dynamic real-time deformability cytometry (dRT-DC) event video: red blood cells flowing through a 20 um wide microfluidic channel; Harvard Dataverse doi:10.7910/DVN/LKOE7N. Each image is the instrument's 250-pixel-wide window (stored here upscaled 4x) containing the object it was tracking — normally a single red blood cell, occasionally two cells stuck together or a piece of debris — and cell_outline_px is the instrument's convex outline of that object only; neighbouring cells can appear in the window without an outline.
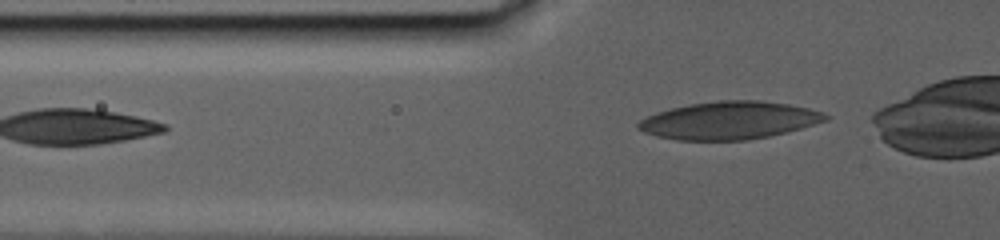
{"species": "human", "species_latin": "Homo sapiens", "temperature_condition": "warm", "stored_images_in_passage": 44, "camera_frame_rate_fps": 3000, "um_per_image_px": 0.085, "donor": {"sex": "male"}, "frame": {"image": 1, "passage_image": 2, "time_ms": 0.333, "image_size_px": [1000, 240], "cell_outline_px": [[832, 116], [828, 120], [800, 128], [768, 136], [744, 140], [676, 140], [656, 136], [644, 132], [636, 128], [636, 124], [640, 120], [656, 112], [672, 108], [692, 104], [720, 100], [760, 100], [788, 104], [808, 108], [824, 112]], "centroid_in_image_um": [61.99, 10.23], "position_along_channel_um": 63.8, "area_um2": 41.04}}
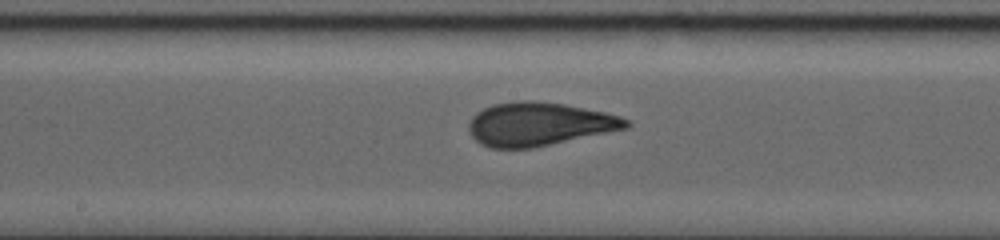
{"frame": {"image": 2, "passage_image": 25, "time_ms": 6.333, "image_size_px": [1000, 240], "cell_outline_px": [[632, 124], [628, 128], [532, 148], [488, 148], [480, 144], [472, 136], [468, 128], [468, 124], [472, 116], [476, 112], [492, 104], [520, 100], [532, 100], [564, 104], [604, 112], [620, 116], [628, 120]], "centroid_in_image_um": [45.79, 10.54], "position_along_channel_um": 202.4, "area_um2": 39.88}}
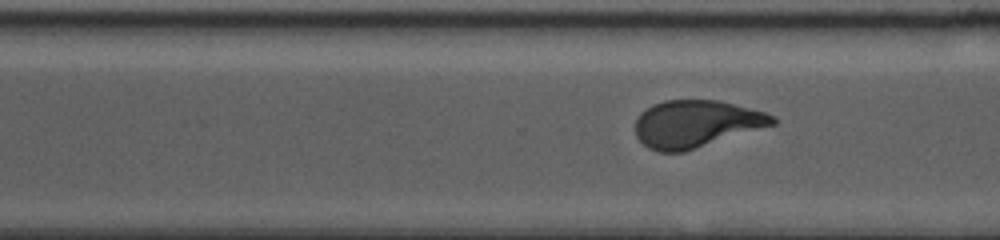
{"frame": {"image": 3, "passage_image": 43, "time_ms": 10.667, "image_size_px": [1000, 240], "cell_outline_px": [[776, 124], [684, 152], [660, 152], [648, 148], [636, 136], [636, 120], [640, 112], [652, 104], [664, 100], [716, 100], [764, 112], [776, 116]], "centroid_in_image_um": [59.14, 10.53], "position_along_channel_um": 311.5, "area_um2": 37.63}}